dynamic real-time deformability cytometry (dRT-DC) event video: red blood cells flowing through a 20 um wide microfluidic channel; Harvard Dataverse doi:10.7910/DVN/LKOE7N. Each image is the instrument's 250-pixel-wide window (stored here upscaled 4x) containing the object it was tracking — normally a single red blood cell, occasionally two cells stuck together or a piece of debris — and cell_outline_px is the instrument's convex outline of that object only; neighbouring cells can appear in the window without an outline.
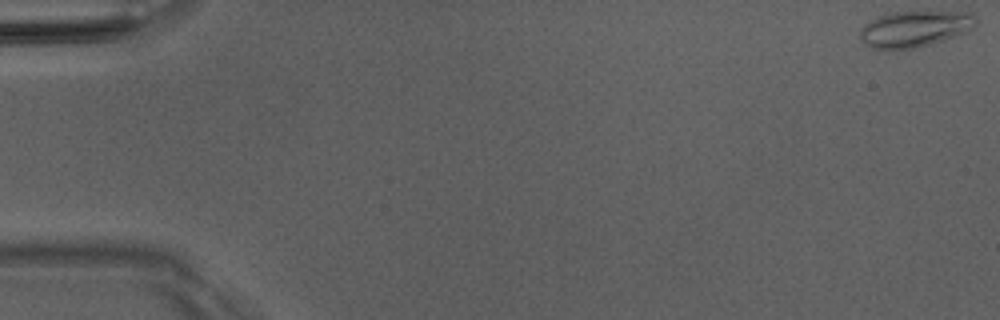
{"species": "Egyptian fruit bat (a non-hibernating species)", "species_latin": "Rousettus aegyptiacus", "temperature_condition": "room temperature", "stored_images_in_passage": 51, "camera_frame_rate_fps": 3000, "um_per_image_px": 0.085, "animal": {"sex": "male"}, "frame": {"image": 1, "passage_image": 1, "time_ms": 0.0, "image_size_px": [1000, 320], "cell_outline_px": [[976, 24], [972, 28], [964, 32], [944, 40], [916, 48], [880, 52], [864, 44], [860, 36], [860, 32], [864, 24], [880, 16], [892, 12], [972, 12], [976, 20]], "centroid_in_image_um": [77.7, 2.49], "position_along_channel_um": 7.3, "area_um2": 24.57}}
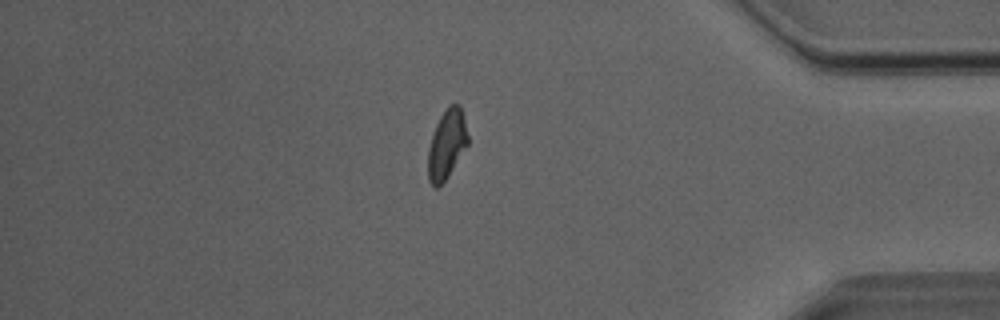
{"frame": {"image": 2, "passage_image": 44, "time_ms": 14.333, "image_size_px": [1000, 320], "cell_outline_px": [[468, 144], [444, 180], [436, 188], [428, 180], [428, 148], [436, 124], [440, 116], [448, 104], [460, 104], [468, 136]], "centroid_in_image_um": [37.96, 12.22], "position_along_channel_um": 397.2, "area_um2": 15.72}}
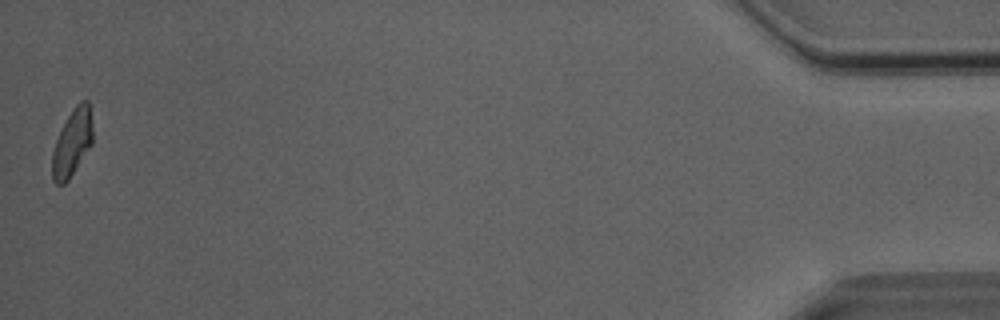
{"frame": {"image": 3, "passage_image": 51, "time_ms": 16.667, "image_size_px": [1000, 320], "cell_outline_px": [[92, 144], [68, 180], [64, 184], [56, 184], [52, 180], [52, 152], [56, 140], [68, 116], [76, 104], [80, 100], [88, 100], [92, 128]], "centroid_in_image_um": [6.13, 12.15], "position_along_channel_um": 429.1, "area_um2": 15.55}, "authors_computed_cell_mechanics": {"area_um2": 16.8776, "velocity_mm_per_s": 4.056, "shape_relaxation_time_tau1_ms": 5.0599, "shape_relaxation_time_tau2_ms": 5.6337, "deformation_change_tau1": 0.1724, "deformation_change_tau2": 0.0797}}